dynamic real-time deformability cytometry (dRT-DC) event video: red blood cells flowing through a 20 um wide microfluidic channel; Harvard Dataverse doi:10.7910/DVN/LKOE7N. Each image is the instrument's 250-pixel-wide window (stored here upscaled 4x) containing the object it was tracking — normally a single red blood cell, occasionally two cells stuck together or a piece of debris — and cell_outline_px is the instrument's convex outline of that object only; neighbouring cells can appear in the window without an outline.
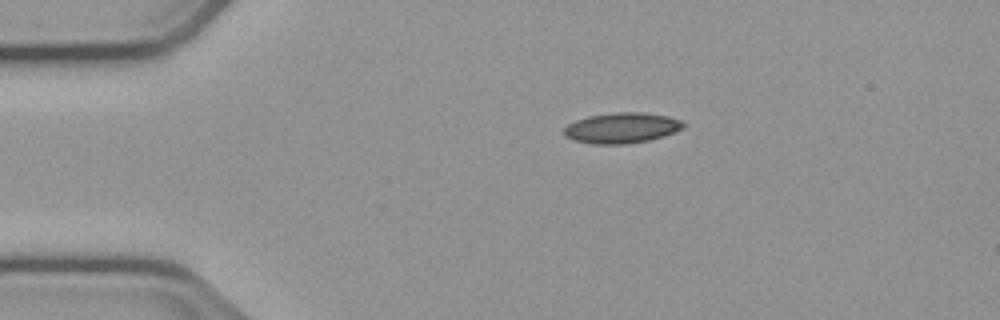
{"species": "common noctule bat (a hibernating species)", "species_latin": "Nyctalus noctula", "temperature_condition": "cold", "stored_images_in_passage": 45, "camera_frame_rate_fps": 3000, "um_per_image_px": 0.085, "animal": {"sex": "male", "body_mass_g": 23.1, "forearm_length_mm": 52.7}, "frame": {"image": 1, "passage_image": 1, "time_ms": 0.0, "image_size_px": [1000, 320], "cell_outline_px": [[684, 128], [664, 136], [648, 140], [624, 144], [596, 144], [576, 140], [564, 136], [564, 128], [568, 124], [576, 120], [588, 116], [616, 112], [640, 112], [668, 116], [680, 120], [684, 124]], "centroid_in_image_um": [52.85, 10.87], "position_along_channel_um": 32.2, "area_um2": 21.04}}
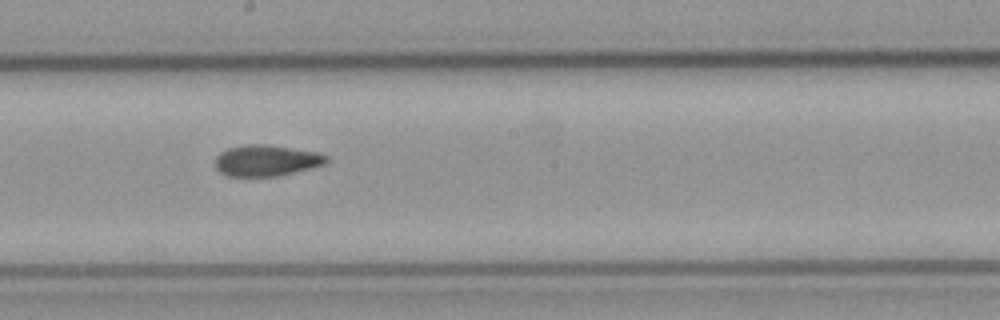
{"frame": {"image": 2, "passage_image": 20, "time_ms": 6.333, "image_size_px": [1000, 320], "cell_outline_px": [[328, 160], [324, 164], [276, 176], [228, 176], [220, 172], [216, 168], [216, 156], [220, 152], [228, 148], [244, 144], [264, 144], [316, 152], [328, 156]], "centroid_in_image_um": [22.59, 13.63], "position_along_channel_um": 225.6, "area_um2": 19.88}}
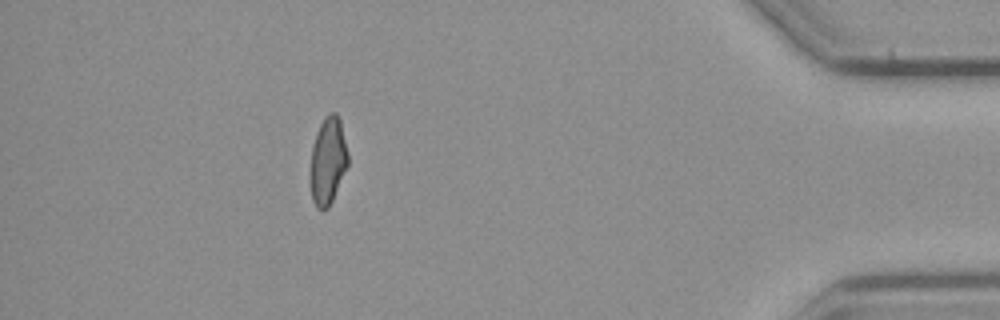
{"frame": {"image": 3, "passage_image": 39, "time_ms": 12.667, "image_size_px": [1000, 320], "cell_outline_px": [[348, 164], [332, 200], [328, 208], [316, 208], [312, 200], [312, 148], [316, 132], [324, 116], [328, 112], [336, 112], [340, 120], [348, 152]], "centroid_in_image_um": [27.89, 13.61], "position_along_channel_um": 407.3, "area_um2": 18.67}, "authors_computed_cell_mechanics": {"area_um2": 19.941, "velocity_mm_per_s": 3.7634, "shape_relaxation_time_tau1_ms": null, "shape_relaxation_time_tau2_ms": 4.0201, "deformation_change_tau1": null, "deformation_change_tau2": 0.1134}}